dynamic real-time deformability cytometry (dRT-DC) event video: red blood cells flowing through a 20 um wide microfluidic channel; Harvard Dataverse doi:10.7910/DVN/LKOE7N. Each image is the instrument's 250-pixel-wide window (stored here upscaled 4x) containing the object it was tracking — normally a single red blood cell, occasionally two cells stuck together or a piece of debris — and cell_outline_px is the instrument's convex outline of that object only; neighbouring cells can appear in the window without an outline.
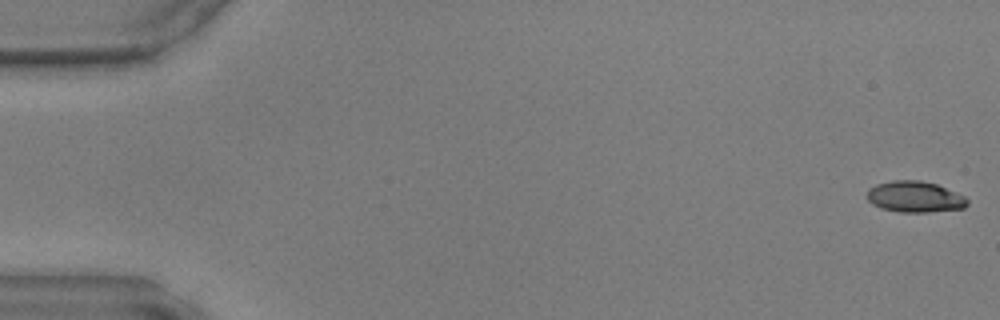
{"species": "common noctule bat (a hibernating species)", "species_latin": "Nyctalus noctula", "temperature_condition": "warm", "stored_images_in_passage": 12, "camera_frame_rate_fps": 3000, "um_per_image_px": 0.085, "animal": {"sex": "male", "body_mass_g": 17.9, "forearm_length_mm": 54.2}, "frame": {"image": 1, "passage_image": 1, "time_ms": 0.0, "image_size_px": [1000, 320], "cell_outline_px": [[968, 204], [964, 208], [928, 212], [900, 212], [880, 208], [872, 204], [868, 200], [868, 188], [876, 184], [892, 180], [920, 180], [936, 184], [964, 196], [968, 200]], "centroid_in_image_um": [77.74, 16.73], "position_along_channel_um": 7.3, "area_um2": 18.15}}